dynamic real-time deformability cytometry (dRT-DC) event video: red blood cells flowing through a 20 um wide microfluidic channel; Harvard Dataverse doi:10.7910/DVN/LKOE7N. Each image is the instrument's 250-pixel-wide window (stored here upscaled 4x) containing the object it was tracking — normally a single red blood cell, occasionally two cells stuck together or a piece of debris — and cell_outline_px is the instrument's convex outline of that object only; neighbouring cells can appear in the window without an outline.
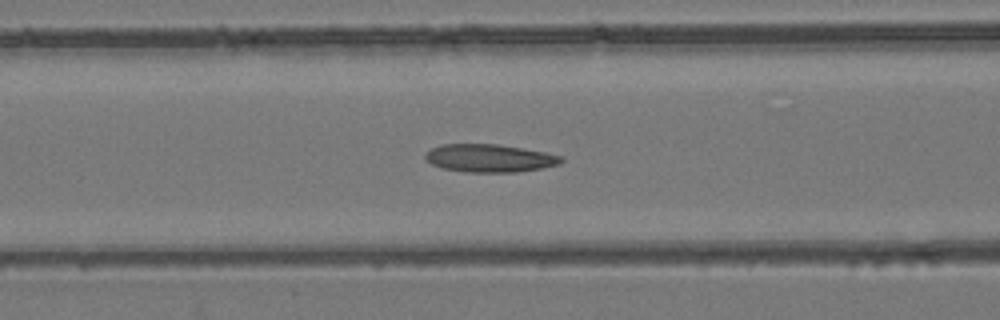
{"species": "common noctule bat (a hibernating species)", "species_latin": "Nyctalus noctula", "temperature_condition": "room temperature", "stored_images_in_passage": 29, "camera_frame_rate_fps": 3000, "um_per_image_px": 0.085, "animal": {"sex": "female", "body_mass_g": 24.6, "forearm_length_mm": 56.2}, "frame": {"image": 1, "passage_image": 10, "time_ms": 3.0, "image_size_px": [1000, 320], "cell_outline_px": [[564, 160], [560, 164], [540, 168], [516, 172], [468, 172], [440, 168], [432, 164], [424, 156], [432, 148], [440, 144], [496, 144], [544, 152], [564, 156]], "centroid_in_image_um": [41.62, 13.44], "position_along_channel_um": 125.0, "area_um2": 21.96}}
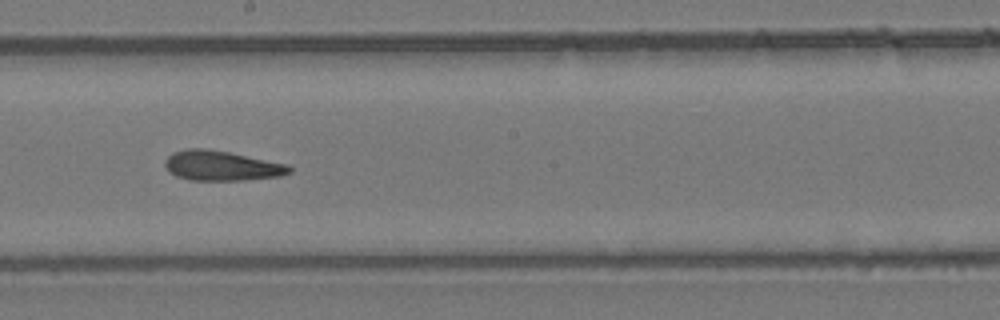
{"frame": {"image": 2, "passage_image": 18, "time_ms": 5.667, "image_size_px": [1000, 320], "cell_outline_px": [[292, 172], [280, 176], [244, 180], [192, 180], [176, 176], [168, 172], [164, 164], [164, 160], [172, 152], [188, 148], [204, 148], [228, 152], [288, 164], [292, 168]], "centroid_in_image_um": [18.81, 14.08], "position_along_channel_um": 229.4, "area_um2": 21.73}}
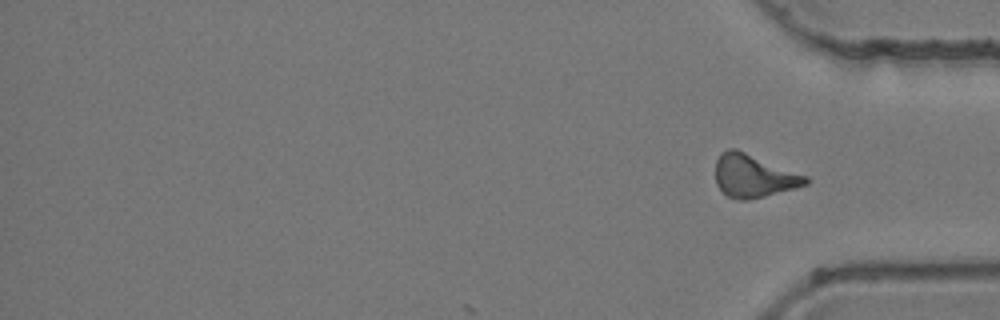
{"frame": {"image": 3, "passage_image": 29, "time_ms": 9.333, "image_size_px": [1000, 320], "cell_outline_px": [[812, 180], [808, 184], [796, 188], [748, 200], [736, 200], [728, 196], [716, 184], [716, 160], [720, 152], [728, 148], [736, 148], [808, 176]], "centroid_in_image_um": [64.07, 14.94], "position_along_channel_um": 371.1, "area_um2": 22.77}, "authors_computed_cell_mechanics": {"area_um2": 21.7328, "velocity_mm_per_s": 3.9143, "shape_relaxation_time_tau1_ms": null, "shape_relaxation_time_tau2_ms": 4.1935, "deformation_change_tau1": null, "deformation_change_tau2": 0.1188}}